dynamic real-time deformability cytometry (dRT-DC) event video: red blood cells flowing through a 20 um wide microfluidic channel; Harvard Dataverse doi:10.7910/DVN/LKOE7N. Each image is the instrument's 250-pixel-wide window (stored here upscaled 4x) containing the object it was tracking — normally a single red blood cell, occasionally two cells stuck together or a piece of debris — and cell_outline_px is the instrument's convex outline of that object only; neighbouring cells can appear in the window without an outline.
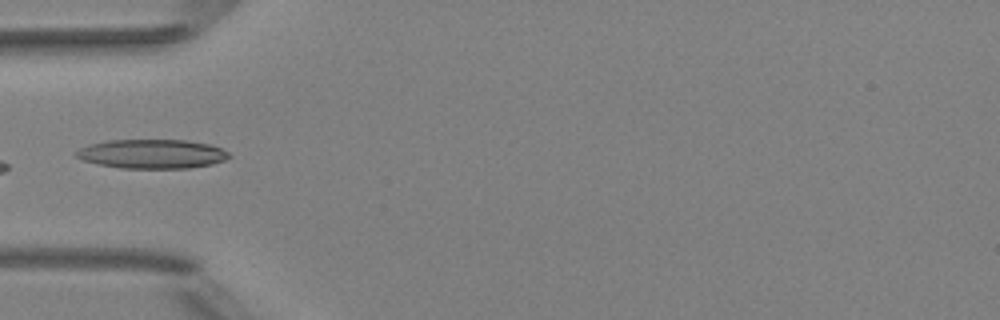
{"species": "Egyptian fruit bat (a non-hibernating species)", "species_latin": "Rousettus aegyptiacus", "temperature_condition": "room temperature", "stored_images_in_passage": 4, "camera_frame_rate_fps": 3000, "um_per_image_px": 0.085, "animal": {"sex": "female"}, "frame": {"image": 1, "passage_image": 4, "time_ms": 4.333, "image_size_px": [1000, 320], "cell_outline_px": [[232, 156], [224, 160], [212, 164], [188, 168], [120, 168], [100, 164], [84, 160], [76, 156], [72, 152], [88, 144], [108, 140], [188, 140], [208, 144], [220, 148], [228, 152]], "centroid_in_image_um": [12.91, 13.08], "position_along_channel_um": 72.1, "area_um2": 25.95}}